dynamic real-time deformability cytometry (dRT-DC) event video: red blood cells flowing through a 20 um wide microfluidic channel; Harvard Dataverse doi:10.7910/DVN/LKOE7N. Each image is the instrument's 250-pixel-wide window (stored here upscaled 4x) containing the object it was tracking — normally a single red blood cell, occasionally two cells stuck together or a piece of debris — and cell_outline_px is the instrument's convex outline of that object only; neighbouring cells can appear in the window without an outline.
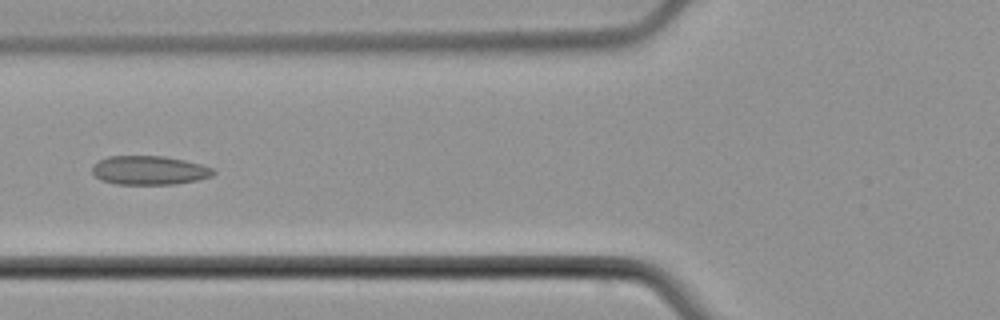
{"species": "common noctule bat (a hibernating species)", "species_latin": "Nyctalus noctula", "temperature_condition": "cold", "stored_images_in_passage": 5, "camera_frame_rate_fps": 3000, "um_per_image_px": 0.085, "animal": {"sex": "male", "body_mass_g": 21.5, "forearm_length_mm": 52.0}, "frame": {"image": 1, "passage_image": 5, "time_ms": 5.0, "image_size_px": [1000, 320], "cell_outline_px": [[216, 172], [212, 176], [200, 180], [176, 184], [116, 184], [100, 180], [92, 172], [92, 164], [108, 156], [164, 156], [184, 160], [200, 164], [212, 168]], "centroid_in_image_um": [12.69, 14.48], "position_along_channel_um": 113.1, "area_um2": 20.52}}